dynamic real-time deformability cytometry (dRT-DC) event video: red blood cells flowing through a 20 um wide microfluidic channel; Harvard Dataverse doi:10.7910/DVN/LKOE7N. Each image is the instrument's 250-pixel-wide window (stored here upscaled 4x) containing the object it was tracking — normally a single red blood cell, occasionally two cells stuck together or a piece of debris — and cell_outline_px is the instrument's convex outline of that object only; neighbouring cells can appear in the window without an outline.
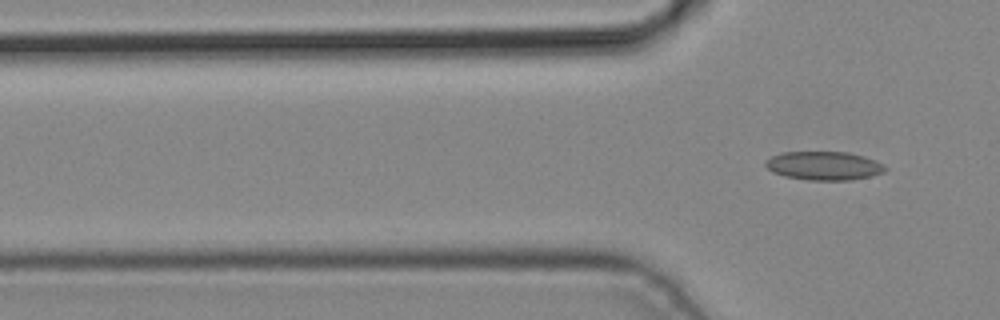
{"species": "common noctule bat (a hibernating species)", "species_latin": "Nyctalus noctula", "temperature_condition": "cold", "stored_images_in_passage": 5, "camera_frame_rate_fps": 3000, "um_per_image_px": 0.085, "animal": {"sex": "male", "body_mass_g": 19.2, "forearm_length_mm": 51.8}, "frame": {"image": 1, "passage_image": 5, "time_ms": 1.333, "image_size_px": [1000, 320], "cell_outline_px": [[888, 168], [884, 172], [872, 176], [848, 180], [812, 180], [784, 176], [772, 172], [764, 164], [764, 160], [772, 156], [784, 152], [848, 152], [864, 156], [876, 160], [884, 164]], "centroid_in_image_um": [70.06, 14.08], "position_along_channel_um": 55.7, "area_um2": 20.06}}